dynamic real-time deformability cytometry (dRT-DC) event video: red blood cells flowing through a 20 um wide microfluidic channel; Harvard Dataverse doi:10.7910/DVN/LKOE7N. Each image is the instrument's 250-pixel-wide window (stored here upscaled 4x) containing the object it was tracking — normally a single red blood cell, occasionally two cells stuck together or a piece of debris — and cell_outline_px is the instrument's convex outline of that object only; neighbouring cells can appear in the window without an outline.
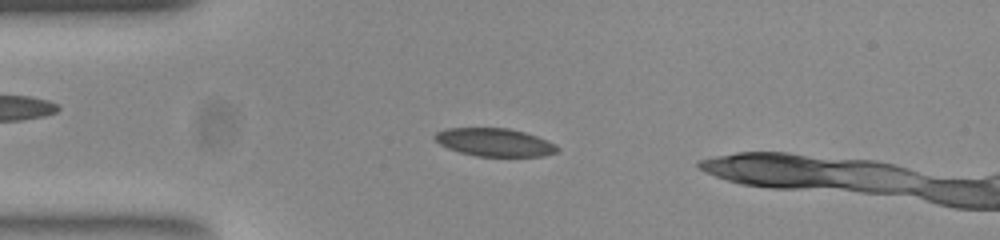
{"species": "common noctule bat (a hibernating species)", "species_latin": "Nyctalus noctula", "temperature_condition": "room temperature", "stored_images_in_passage": 43, "camera_frame_rate_fps": 3000, "um_per_image_px": 0.085, "animal": {"sex": "female", "body_mass_g": 23.0, "forearm_length_mm": 53.4}, "frame": {"image": 1, "passage_image": 10, "time_ms": 3.0, "image_size_px": [1000, 240], "cell_outline_px": [[560, 152], [544, 156], [476, 156], [460, 152], [448, 148], [440, 144], [432, 136], [436, 132], [448, 128], [508, 128], [524, 132], [548, 140], [556, 144], [560, 148]], "centroid_in_image_um": [42.08, 12.1], "position_along_channel_um": 42.9, "area_um2": 20.11}}
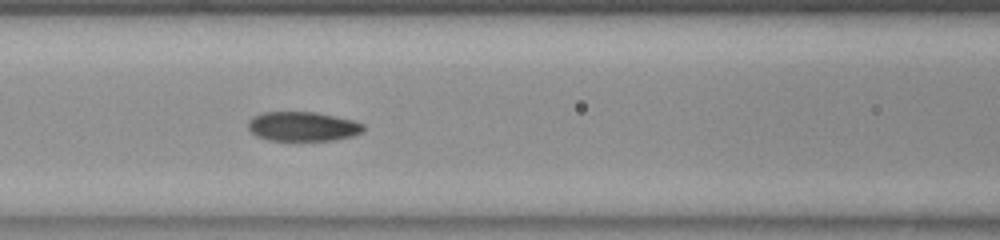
{"frame": {"image": 2, "passage_image": 19, "time_ms": 6.0, "image_size_px": [1000, 240], "cell_outline_px": [[364, 128], [360, 132], [352, 136], [332, 140], [268, 140], [256, 136], [248, 128], [248, 120], [252, 116], [264, 112], [316, 112], [336, 116], [352, 120], [364, 124]], "centroid_in_image_um": [25.7, 10.74], "position_along_channel_um": 140.9, "area_um2": 19.71}}
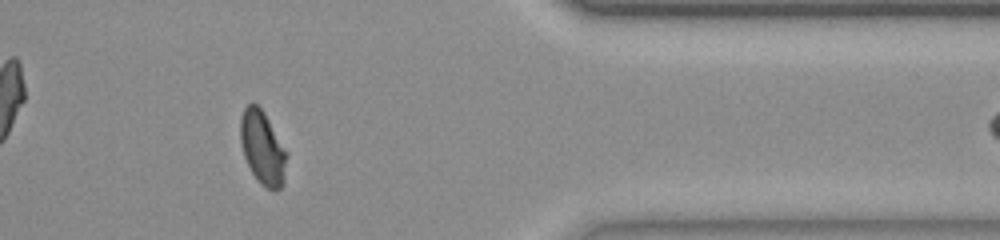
{"frame": {"image": 3, "passage_image": 40, "time_ms": 13.0, "image_size_px": [1000, 240], "cell_outline_px": [[288, 156], [284, 180], [280, 188], [268, 188], [260, 184], [256, 180], [244, 156], [240, 140], [240, 116], [244, 108], [252, 100], [264, 112], [288, 152]], "centroid_in_image_um": [22.32, 12.53], "position_along_channel_um": 389.1, "area_um2": 20.0}, "authors_computed_cell_mechanics": {"area_um2": 20.519, "velocity_mm_per_s": 3.8829, "shape_relaxation_time_tau1_ms": 8.1624, "shape_relaxation_time_tau2_ms": 2.1583, "deformation_change_tau1": 0.1891, "deformation_change_tau2": 0.0654}}